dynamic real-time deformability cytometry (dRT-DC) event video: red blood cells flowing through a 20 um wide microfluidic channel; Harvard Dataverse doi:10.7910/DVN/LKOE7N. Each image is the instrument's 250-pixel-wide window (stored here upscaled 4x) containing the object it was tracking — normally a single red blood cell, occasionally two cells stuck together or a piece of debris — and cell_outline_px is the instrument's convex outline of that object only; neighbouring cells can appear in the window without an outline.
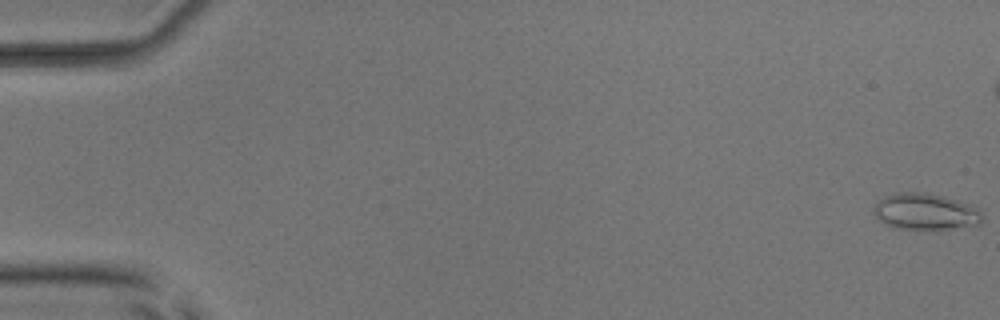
{"species": "common noctule bat (a hibernating species)", "species_latin": "Nyctalus noctula", "temperature_condition": "room temperature", "stored_images_in_passage": 48, "camera_frame_rate_fps": 3000, "um_per_image_px": 0.085, "animal": {"sex": "male", "body_mass_g": 17.9, "forearm_length_mm": 54.2}, "frame": {"image": 1, "passage_image": 1, "time_ms": 0.0, "image_size_px": [1000, 320], "cell_outline_px": [[984, 216], [980, 224], [936, 232], [896, 228], [884, 224], [872, 212], [872, 208], [884, 196], [892, 192], [924, 192], [944, 196], [968, 204], [976, 208]], "centroid_in_image_um": [78.65, 18.03], "position_along_channel_um": 6.4, "area_um2": 23.81}}
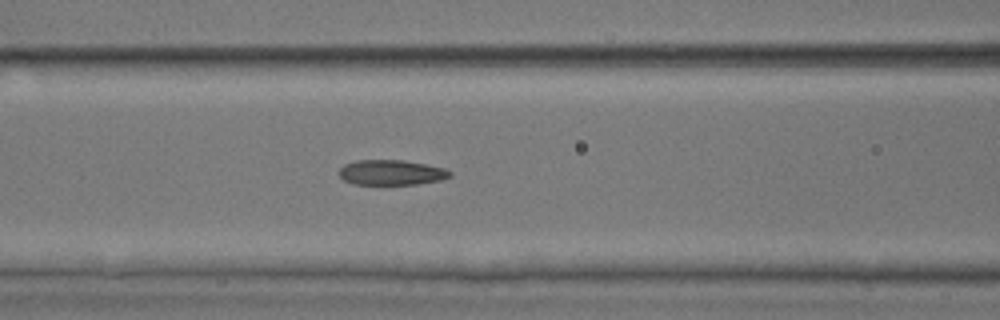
{"frame": {"image": 2, "passage_image": 24, "time_ms": 7.667, "image_size_px": [1000, 320], "cell_outline_px": [[452, 176], [440, 180], [416, 184], [356, 184], [344, 180], [340, 176], [340, 168], [344, 164], [356, 160], [404, 160], [428, 164], [444, 168], [452, 172]], "centroid_in_image_um": [33.29, 14.65], "position_along_channel_um": 133.3, "area_um2": 16.24}}
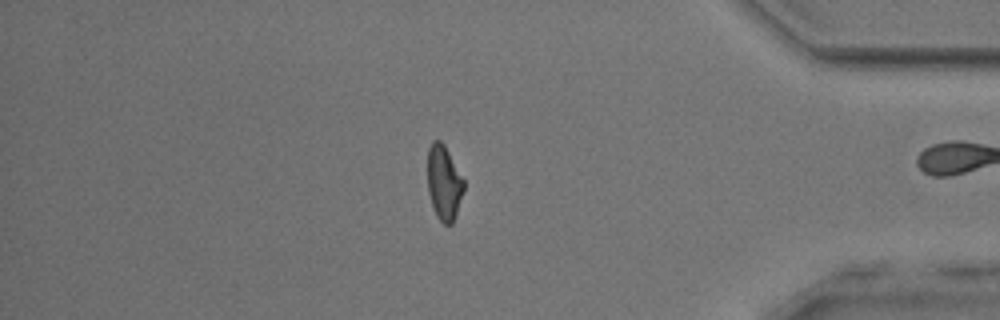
{"frame": {"image": 3, "passage_image": 47, "time_ms": 15.333, "image_size_px": [1000, 320], "cell_outline_px": [[464, 188], [456, 216], [452, 224], [444, 224], [436, 216], [428, 192], [428, 148], [432, 140], [440, 140], [444, 144], [464, 180]], "centroid_in_image_um": [37.73, 15.53], "position_along_channel_um": 397.5, "area_um2": 15.72}, "authors_computed_cell_mechanics": {"area_um2": 17.3111, "velocity_mm_per_s": 3.8441, "shape_relaxation_time_tau1_ms": 9.9932, "shape_relaxation_time_tau2_ms": 3.0479, "deformation_change_tau1": 0.2432, "deformation_change_tau2": 0.1086}}